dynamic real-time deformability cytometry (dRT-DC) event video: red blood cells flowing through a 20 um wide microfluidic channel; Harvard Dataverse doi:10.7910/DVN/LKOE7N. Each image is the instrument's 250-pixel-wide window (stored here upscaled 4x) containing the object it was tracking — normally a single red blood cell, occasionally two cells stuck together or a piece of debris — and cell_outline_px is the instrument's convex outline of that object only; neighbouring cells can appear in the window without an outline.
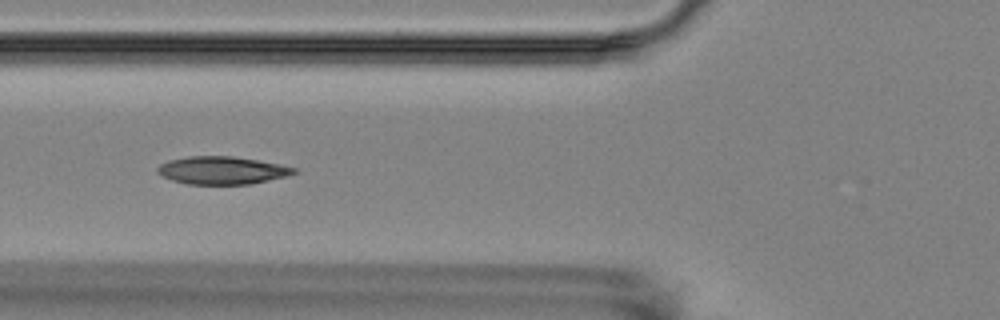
{"species": "Egyptian fruit bat (a non-hibernating species)", "species_latin": "Rousettus aegyptiacus", "temperature_condition": "room temperature", "stored_images_in_passage": 11, "camera_frame_rate_fps": 3000, "um_per_image_px": 0.085, "animal": {"sex": "female"}, "frame": {"image": 1, "passage_image": 5, "time_ms": 5.667, "image_size_px": [1000, 320], "cell_outline_px": [[300, 172], [252, 184], [188, 184], [172, 180], [156, 172], [156, 168], [160, 164], [168, 160], [188, 156], [232, 156], [280, 164], [296, 168]], "centroid_in_image_um": [18.86, 14.47], "position_along_channel_um": 106.9, "area_um2": 22.02}}
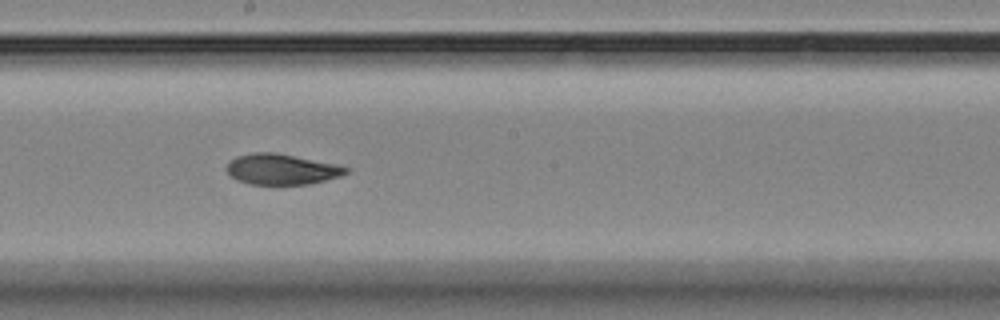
{"frame": {"image": 2, "passage_image": 8, "time_ms": 9.0, "image_size_px": [1000, 320], "cell_outline_px": [[348, 172], [340, 176], [308, 184], [248, 184], [236, 180], [224, 168], [236, 156], [252, 152], [276, 152], [336, 164], [348, 168]], "centroid_in_image_um": [23.9, 14.38], "position_along_channel_um": 224.3, "area_um2": 21.21}}
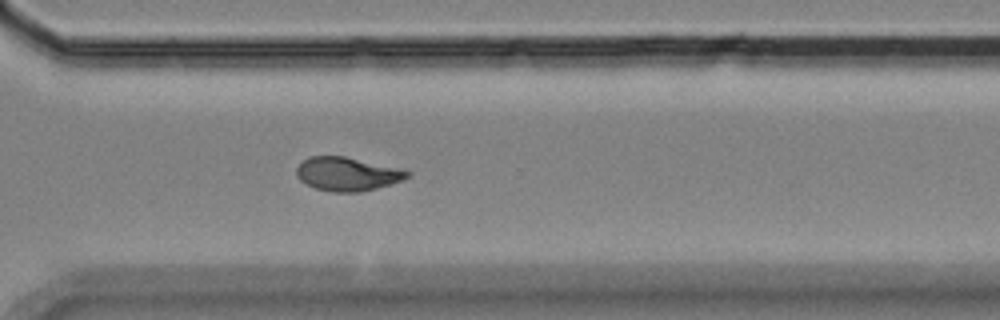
{"frame": {"image": 3, "passage_image": 11, "time_ms": 12.333, "image_size_px": [1000, 320], "cell_outline_px": [[412, 176], [392, 184], [360, 192], [332, 192], [316, 188], [304, 184], [296, 176], [296, 168], [308, 156], [344, 156], [404, 168], [412, 172]], "centroid_in_image_um": [29.57, 14.78], "position_along_channel_um": 341.0, "area_um2": 22.14}}